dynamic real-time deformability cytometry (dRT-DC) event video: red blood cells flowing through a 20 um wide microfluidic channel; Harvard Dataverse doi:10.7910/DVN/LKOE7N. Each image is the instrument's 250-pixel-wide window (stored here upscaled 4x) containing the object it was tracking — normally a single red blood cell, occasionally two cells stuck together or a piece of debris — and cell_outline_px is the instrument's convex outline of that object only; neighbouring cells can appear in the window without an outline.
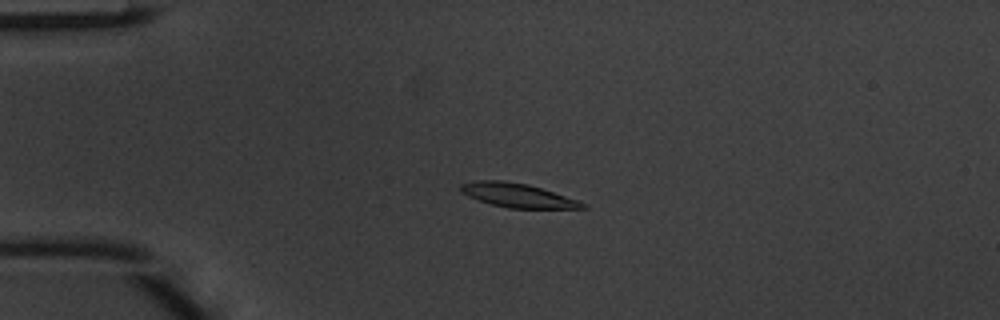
{"species": "common noctule bat (a hibernating species)", "species_latin": "Nyctalus noctula", "temperature_condition": "warm", "stored_images_in_passage": 49, "camera_frame_rate_fps": 3000, "um_per_image_px": 0.085, "animal": {"sex": "male", "body_mass_g": 20.1, "forearm_length_mm": 53.5}, "frame": {"image": 1, "passage_image": 12, "time_ms": 3.667, "image_size_px": [1000, 320], "cell_outline_px": [[588, 208], [508, 208], [476, 200], [460, 192], [460, 184], [480, 180], [500, 180], [528, 184], [588, 204]], "centroid_in_image_um": [43.95, 16.61], "position_along_channel_um": 41.1, "area_um2": 16.82}}
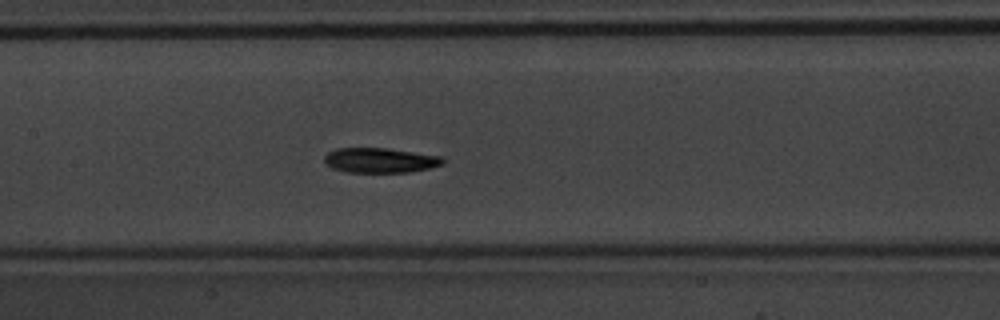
{"frame": {"image": 2, "passage_image": 24, "time_ms": 7.667, "image_size_px": [1000, 320], "cell_outline_px": [[444, 164], [432, 168], [408, 172], [348, 172], [332, 168], [324, 164], [324, 156], [328, 152], [336, 148], [388, 148], [444, 156]], "centroid_in_image_um": [32.34, 13.62], "position_along_channel_um": 175.1, "area_um2": 17.46}}
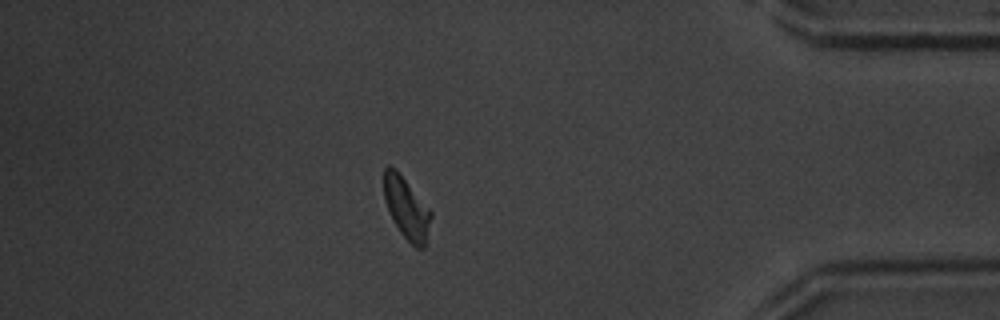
{"frame": {"image": 3, "passage_image": 43, "time_ms": 14.0, "image_size_px": [1000, 320], "cell_outline_px": [[432, 216], [424, 248], [416, 248], [400, 232], [388, 208], [384, 196], [384, 168], [388, 164], [396, 168], [432, 212]], "centroid_in_image_um": [34.56, 17.66], "position_along_channel_um": 400.6, "area_um2": 16.59}, "authors_computed_cell_mechanics": {"area_um2": 16.9932, "velocity_mm_per_s": 4.1155, "shape_relaxation_time_tau1_ms": 2.1843, "shape_relaxation_time_tau2_ms": 7.8759, "deformation_change_tau1": 0.1322, "deformation_change_tau2": 0.1639}}